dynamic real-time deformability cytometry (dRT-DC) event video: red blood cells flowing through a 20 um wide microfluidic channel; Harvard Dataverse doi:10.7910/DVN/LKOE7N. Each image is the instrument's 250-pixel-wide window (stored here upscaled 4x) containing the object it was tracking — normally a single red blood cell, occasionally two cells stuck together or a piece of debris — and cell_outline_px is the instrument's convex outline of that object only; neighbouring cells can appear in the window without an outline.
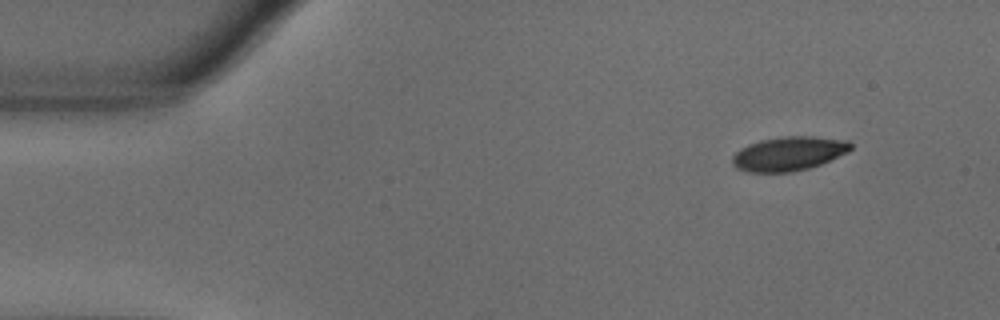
{"species": "common noctule bat (a hibernating species)", "species_latin": "Nyctalus noctula", "temperature_condition": "warm", "stored_images_in_passage": 51, "camera_frame_rate_fps": 3000, "um_per_image_px": 0.085, "animal": {"sex": "male", "body_mass_g": 18.8}, "frame": {"image": 1, "passage_image": 1, "time_ms": 0.0, "image_size_px": [1000, 320], "cell_outline_px": [[852, 148], [848, 152], [820, 164], [808, 168], [792, 172], [748, 172], [736, 168], [732, 164], [732, 156], [740, 148], [748, 144], [760, 140], [784, 136], [812, 136], [848, 140], [852, 144]], "centroid_in_image_um": [67.03, 13.05], "position_along_channel_um": 18.0, "area_um2": 23.58}}
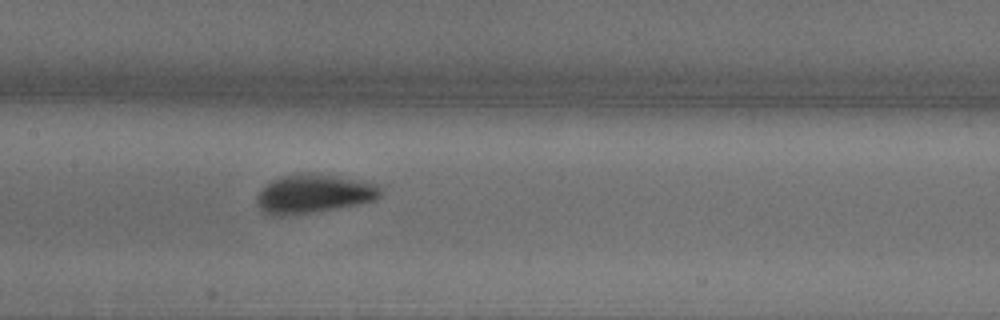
{"frame": {"image": 2, "passage_image": 22, "time_ms": 7.0, "image_size_px": [1000, 320], "cell_outline_px": [[384, 188], [380, 196], [372, 200], [356, 204], [284, 216], [272, 216], [264, 212], [256, 204], [256, 196], [260, 188], [272, 180], [280, 176], [308, 172], [340, 176], [384, 184]], "centroid_in_image_um": [26.67, 16.43], "position_along_channel_um": 180.7, "area_um2": 28.26}}
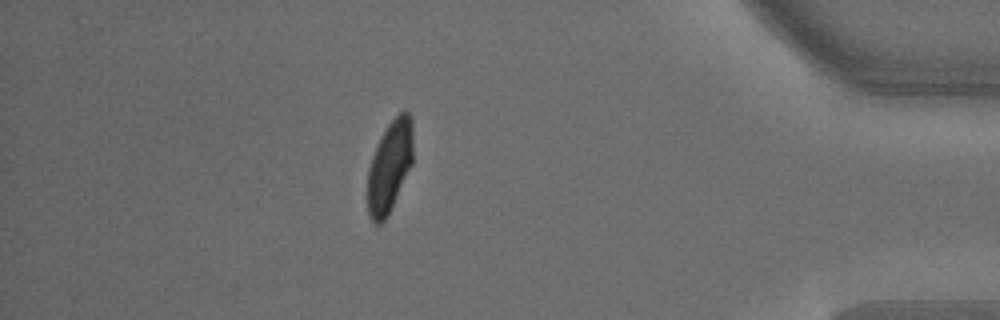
{"frame": {"image": 3, "passage_image": 44, "time_ms": 14.333, "image_size_px": [1000, 320], "cell_outline_px": [[412, 164], [388, 216], [380, 224], [372, 224], [368, 216], [368, 168], [372, 156], [380, 136], [388, 124], [404, 108], [408, 112], [412, 120]], "centroid_in_image_um": [33.11, 14.16], "position_along_channel_um": 402.1, "area_um2": 24.39}, "authors_computed_cell_mechanics": {"area_um2": 25.5476, "velocity_mm_per_s": 3.604, "shape_relaxation_time_tau1_ms": 4.0046, "shape_relaxation_time_tau2_ms": null, "deformation_change_tau1": 0.1679, "deformation_change_tau2": null}}